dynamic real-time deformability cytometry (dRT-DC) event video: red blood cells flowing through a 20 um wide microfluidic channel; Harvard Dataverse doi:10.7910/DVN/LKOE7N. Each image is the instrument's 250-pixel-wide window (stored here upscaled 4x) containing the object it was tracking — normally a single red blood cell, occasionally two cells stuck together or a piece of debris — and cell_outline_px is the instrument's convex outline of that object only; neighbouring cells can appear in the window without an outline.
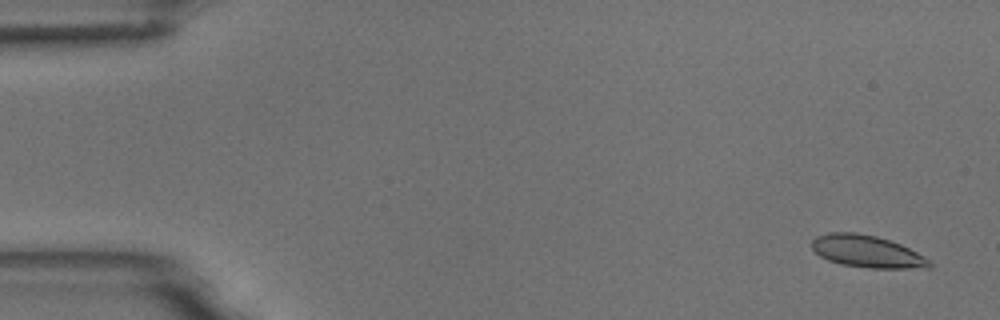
{"species": "common noctule bat (a hibernating species)", "species_latin": "Nyctalus noctula", "temperature_condition": "room temperature", "stored_images_in_passage": 4, "camera_frame_rate_fps": 3000, "um_per_image_px": 0.085, "animal": {"sex": "male", "body_mass_g": 18.8}, "frame": {"image": 1, "passage_image": 1, "time_ms": 0.0, "image_size_px": [1000, 320], "cell_outline_px": [[932, 268], [868, 268], [840, 264], [828, 260], [820, 256], [812, 248], [812, 240], [816, 236], [832, 232], [856, 232], [876, 236], [900, 244], [916, 252], [928, 260], [932, 264]], "centroid_in_image_um": [73.67, 21.37], "position_along_channel_um": 11.3, "area_um2": 21.91}}
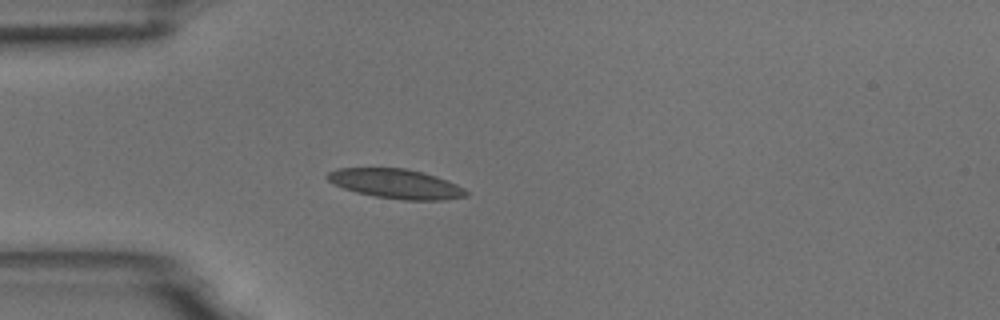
{"frame": {"image": 2, "passage_image": 4, "time_ms": 1.0, "image_size_px": [1000, 320], "cell_outline_px": [[468, 196], [444, 200], [404, 200], [376, 196], [356, 192], [332, 184], [324, 176], [328, 172], [336, 168], [408, 168], [424, 172], [436, 176], [456, 184], [464, 188], [468, 192]], "centroid_in_image_um": [33.64, 15.61], "position_along_channel_um": 51.4, "area_um2": 23.99}}